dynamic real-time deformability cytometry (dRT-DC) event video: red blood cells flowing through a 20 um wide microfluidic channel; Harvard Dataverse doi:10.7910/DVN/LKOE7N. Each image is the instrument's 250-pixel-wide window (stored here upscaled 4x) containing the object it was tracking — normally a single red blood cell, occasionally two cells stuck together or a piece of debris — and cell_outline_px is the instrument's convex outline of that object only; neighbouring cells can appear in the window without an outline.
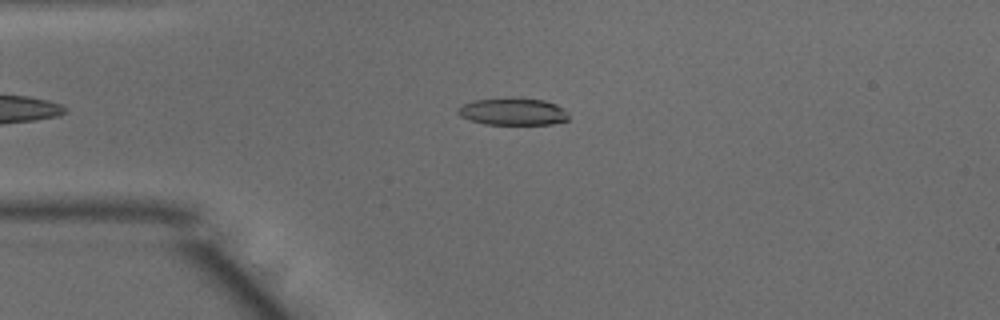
{"species": "common noctule bat (a hibernating species)", "species_latin": "Nyctalus noctula", "temperature_condition": "warm", "stored_images_in_passage": 31, "camera_frame_rate_fps": 3000, "um_per_image_px": 0.085, "animal": {"sex": "male", "body_mass_g": 15.6}, "frame": {"image": 1, "passage_image": 6, "time_ms": 1.667, "image_size_px": [1000, 320], "cell_outline_px": [[568, 120], [552, 124], [484, 124], [460, 116], [456, 112], [456, 108], [472, 100], [508, 96], [512, 96], [544, 100], [556, 104], [564, 108], [568, 112]], "centroid_in_image_um": [43.59, 9.45], "position_along_channel_um": 41.4, "area_um2": 18.03}}
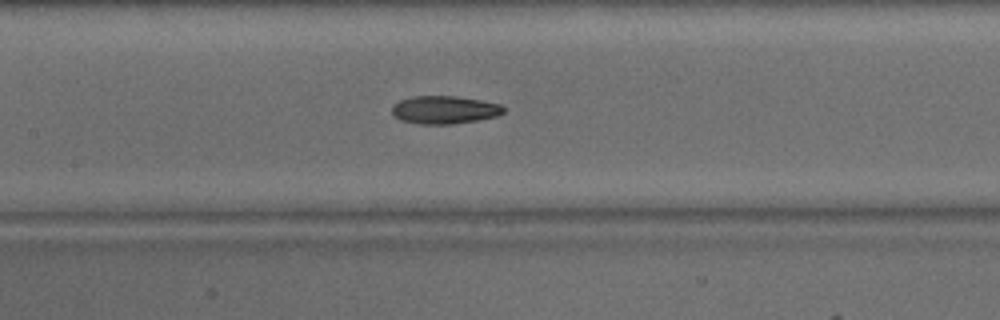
{"frame": {"image": 2, "passage_image": 17, "time_ms": 5.333, "image_size_px": [1000, 320], "cell_outline_px": [[504, 112], [496, 116], [480, 120], [452, 124], [420, 124], [400, 120], [392, 116], [392, 104], [400, 100], [412, 96], [452, 96], [480, 100], [500, 104], [504, 108]], "centroid_in_image_um": [37.74, 9.34], "position_along_channel_um": 169.7, "area_um2": 18.26}}
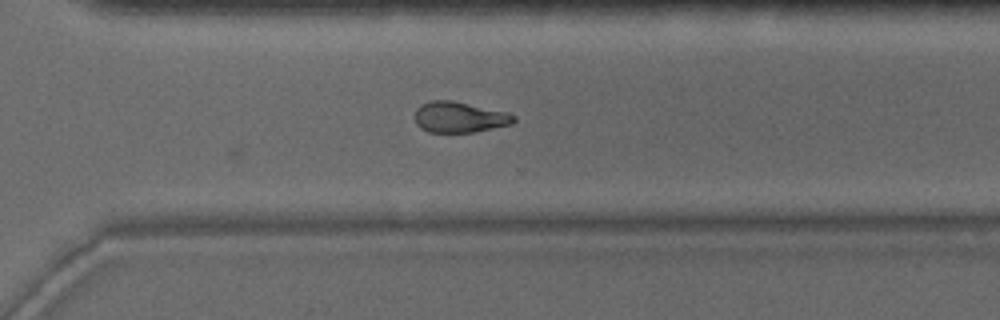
{"frame": {"image": 3, "passage_image": 29, "time_ms": 9.333, "image_size_px": [1000, 320], "cell_outline_px": [[516, 120], [512, 124], [472, 132], [428, 132], [420, 128], [416, 124], [416, 108], [420, 104], [432, 100], [452, 100], [508, 112], [516, 116]], "centroid_in_image_um": [39.05, 9.95], "position_along_channel_um": 331.5, "area_um2": 17.8}}